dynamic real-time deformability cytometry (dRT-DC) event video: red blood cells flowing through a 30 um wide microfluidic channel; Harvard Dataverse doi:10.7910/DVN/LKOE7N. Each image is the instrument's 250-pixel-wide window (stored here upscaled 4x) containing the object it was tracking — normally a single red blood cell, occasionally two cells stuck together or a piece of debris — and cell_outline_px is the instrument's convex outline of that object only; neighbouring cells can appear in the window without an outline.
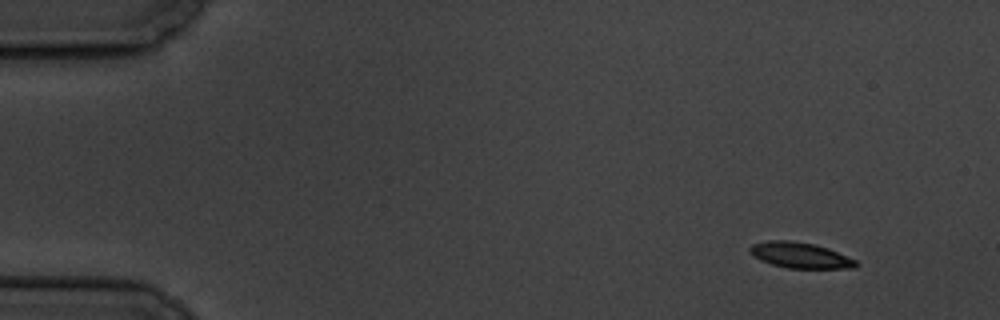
{"species": "common noctule bat (a hibernating species)", "species_latin": "Nyctalus noctula", "temperature_condition": "cold", "stored_images_in_passage": 5, "camera_frame_rate_fps": 3000, "um_per_image_px": 0.085, "animal": {"sex": "male", "body_mass_g": 19.5, "forearm_length_mm": 54.6}, "frame": {"image": 1, "passage_image": 1, "time_ms": 0.0, "image_size_px": [1000, 320], "cell_outline_px": [[860, 264], [856, 268], [788, 268], [772, 264], [760, 260], [748, 252], [748, 248], [752, 244], [768, 240], [792, 240], [816, 244], [828, 248], [856, 260]], "centroid_in_image_um": [68.01, 21.68], "position_along_channel_um": 17.0, "area_um2": 16.07}}
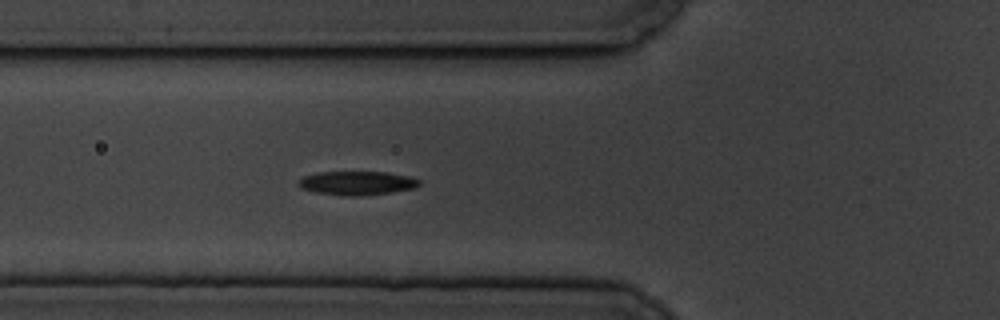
{"frame": {"image": 2, "passage_image": 5, "time_ms": 5.333, "image_size_px": [1000, 320], "cell_outline_px": [[420, 184], [416, 188], [392, 192], [356, 196], [344, 196], [316, 192], [300, 188], [296, 184], [296, 180], [304, 176], [316, 172], [388, 172], [412, 176], [420, 180]], "centroid_in_image_um": [30.33, 15.55], "position_along_channel_um": 95.5, "area_um2": 17.05}}